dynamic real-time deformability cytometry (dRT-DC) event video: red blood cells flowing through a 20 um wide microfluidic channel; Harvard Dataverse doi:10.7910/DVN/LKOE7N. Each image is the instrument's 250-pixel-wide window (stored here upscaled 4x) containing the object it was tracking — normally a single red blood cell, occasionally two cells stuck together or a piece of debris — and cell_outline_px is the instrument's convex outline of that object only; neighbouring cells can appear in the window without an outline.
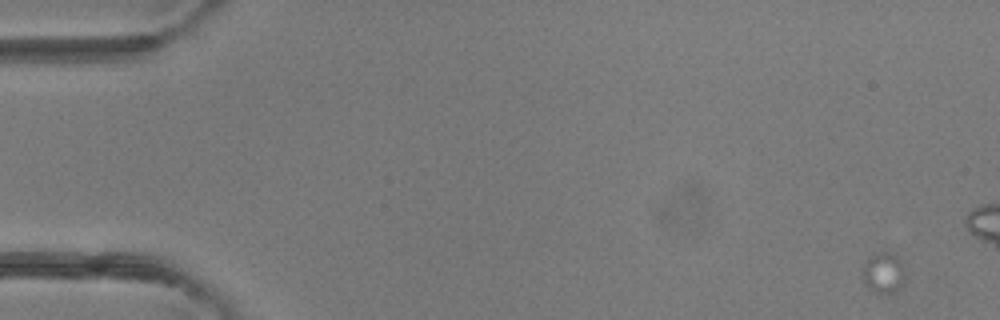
{"species": "common noctule bat (a hibernating species)", "species_latin": "Nyctalus noctula", "temperature_condition": "room temperature", "stored_images_in_passage": 16, "camera_frame_rate_fps": 3000, "um_per_image_px": 0.085, "animal": {"sex": "female"}, "frame": {"image": 1, "passage_image": 1, "time_ms": 0.0, "image_size_px": [1000, 320], "cell_outline_px": [[908, 276], [904, 284], [896, 292], [888, 296], [872, 292], [864, 284], [860, 272], [864, 264], [872, 252], [884, 252], [900, 260]], "centroid_in_image_um": [75.09, 23.27], "position_along_channel_um": 9.9, "area_um2": 10.81}}